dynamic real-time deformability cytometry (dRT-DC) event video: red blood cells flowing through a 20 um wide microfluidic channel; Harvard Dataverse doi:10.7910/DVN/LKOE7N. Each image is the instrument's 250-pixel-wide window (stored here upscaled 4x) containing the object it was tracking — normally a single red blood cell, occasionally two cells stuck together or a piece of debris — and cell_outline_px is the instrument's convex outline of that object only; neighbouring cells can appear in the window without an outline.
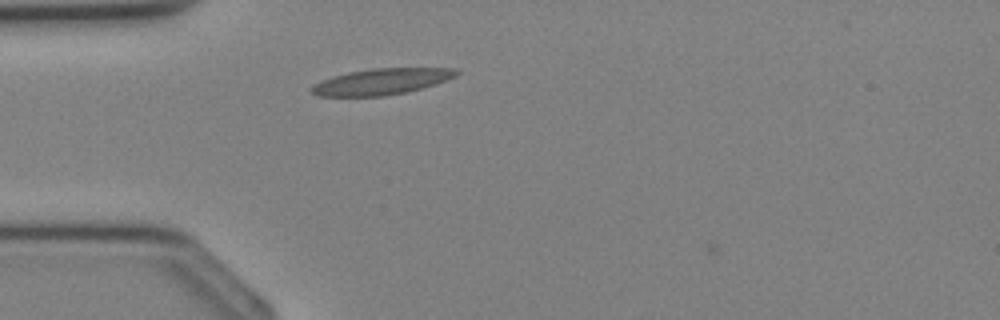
{"species": "Egyptian fruit bat (a non-hibernating species)", "species_latin": "Rousettus aegyptiacus", "temperature_condition": "cold", "stored_images_in_passage": 27, "camera_frame_rate_fps": 3000, "um_per_image_px": 0.085, "animal": {"sex": "female"}, "frame": {"image": 1, "passage_image": 2, "time_ms": 0.333, "image_size_px": [1000, 320], "cell_outline_px": [[460, 72], [456, 76], [436, 84], [408, 92], [384, 96], [316, 96], [308, 88], [320, 80], [332, 76], [348, 72], [372, 68], [452, 68]], "centroid_in_image_um": [32.39, 6.94], "position_along_channel_um": 52.6, "area_um2": 22.2}}
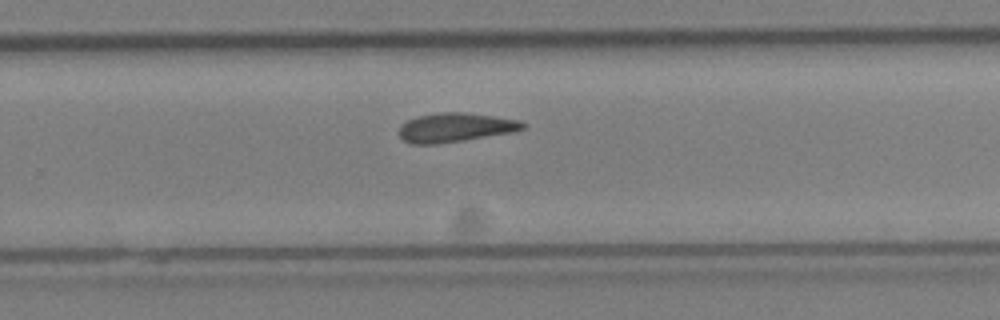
{"frame": {"image": 2, "passage_image": 15, "time_ms": 4.667, "image_size_px": [1000, 320], "cell_outline_px": [[528, 124], [524, 128], [512, 132], [464, 140], [436, 144], [412, 144], [404, 140], [400, 136], [400, 128], [408, 120], [416, 116], [444, 112], [464, 112], [520, 120]], "centroid_in_image_um": [38.73, 10.83], "position_along_channel_um": 291.1, "area_um2": 20.75}}
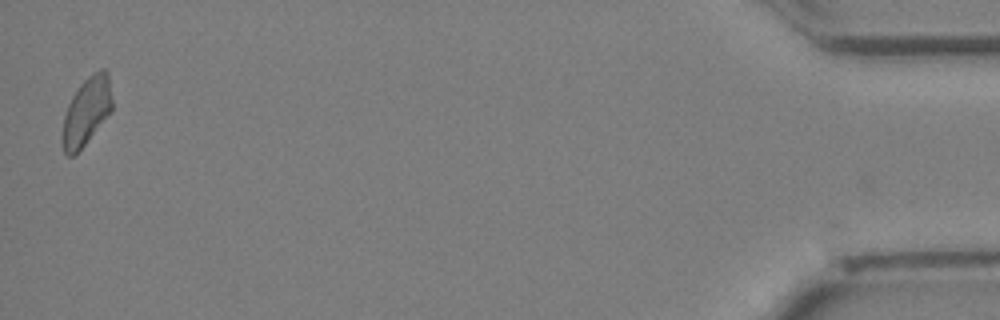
{"frame": {"image": 3, "passage_image": 27, "time_ms": 8.667, "image_size_px": [1000, 320], "cell_outline_px": [[112, 112], [84, 144], [72, 156], [68, 156], [64, 152], [60, 140], [60, 136], [64, 116], [68, 104], [72, 96], [80, 84], [92, 72], [100, 68], [104, 68], [108, 72], [112, 100]], "centroid_in_image_um": [7.34, 9.44], "position_along_channel_um": 427.9, "area_um2": 19.88}}